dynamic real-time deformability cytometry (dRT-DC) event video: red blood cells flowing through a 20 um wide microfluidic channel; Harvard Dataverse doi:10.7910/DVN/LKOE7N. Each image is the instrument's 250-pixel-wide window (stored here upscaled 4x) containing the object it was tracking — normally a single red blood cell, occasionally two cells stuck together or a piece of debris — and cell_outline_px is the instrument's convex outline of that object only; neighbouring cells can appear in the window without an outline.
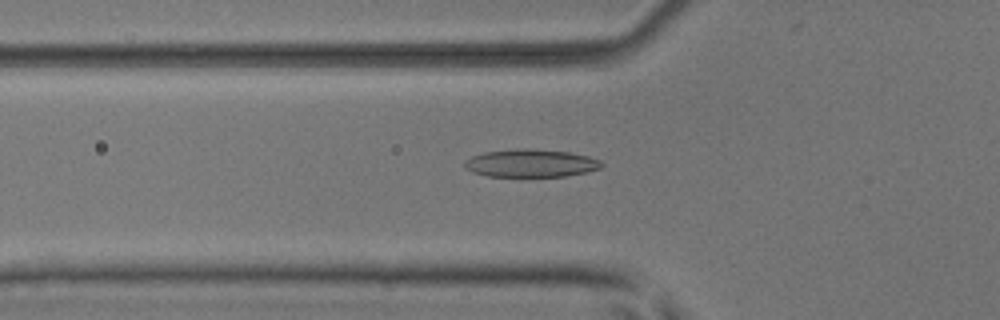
{"species": "common noctule bat (a hibernating species)", "species_latin": "Nyctalus noctula", "temperature_condition": "room temperature", "stored_images_in_passage": 40, "camera_frame_rate_fps": 3000, "um_per_image_px": 0.085, "animal": {"sex": "male", "body_mass_g": 17.9, "forearm_length_mm": 54.2}, "frame": {"image": 1, "passage_image": 7, "time_ms": 2.0, "image_size_px": [1000, 320], "cell_outline_px": [[604, 164], [600, 168], [584, 172], [564, 176], [488, 176], [472, 172], [464, 168], [464, 160], [472, 156], [484, 152], [524, 148], [528, 148], [568, 152], [588, 156], [600, 160]], "centroid_in_image_um": [45.09, 13.87], "position_along_channel_um": 80.7, "area_um2": 22.08}}
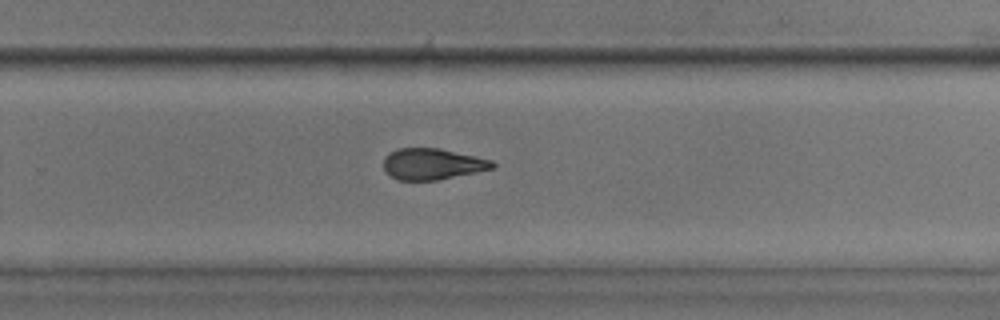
{"frame": {"image": 2, "passage_image": 23, "time_ms": 7.333, "image_size_px": [1000, 320], "cell_outline_px": [[496, 164], [492, 168], [476, 172], [436, 180], [396, 180], [384, 168], [384, 156], [388, 152], [396, 148], [440, 148], [476, 156], [492, 160]], "centroid_in_image_um": [36.73, 13.92], "position_along_channel_um": 293.1, "area_um2": 19.77}}
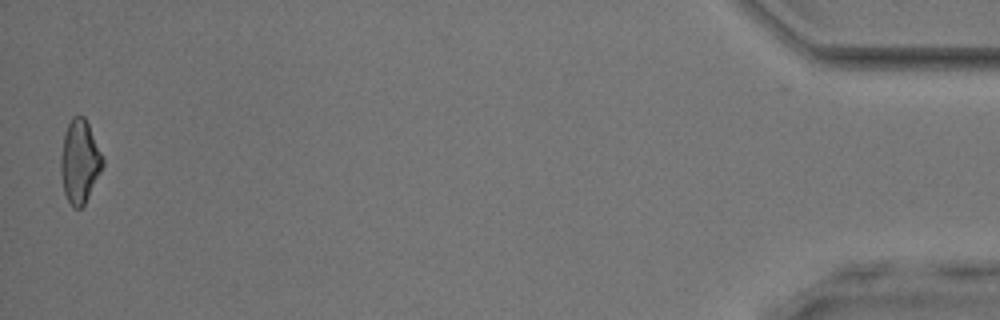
{"frame": {"image": 3, "passage_image": 40, "time_ms": 13.0, "image_size_px": [1000, 320], "cell_outline_px": [[104, 164], [84, 204], [80, 208], [72, 208], [64, 192], [60, 172], [60, 156], [64, 132], [72, 116], [84, 116], [104, 156]], "centroid_in_image_um": [6.76, 13.7], "position_along_channel_um": 428.4, "area_um2": 20.35}, "authors_computed_cell_mechanics": {"area_um2": 20.6635, "velocity_mm_per_s": 3.9846, "shape_relaxation_time_tau1_ms": 3.9567, "shape_relaxation_time_tau2_ms": 2.8779, "deformation_change_tau1": 0.1433, "deformation_change_tau2": 0.1144}}